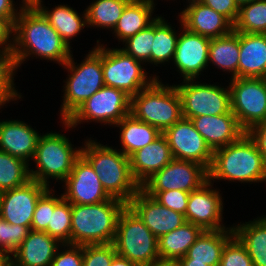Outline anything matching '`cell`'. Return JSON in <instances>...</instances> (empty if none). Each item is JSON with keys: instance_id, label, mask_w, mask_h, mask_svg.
Segmentation results:
<instances>
[{"instance_id": "obj_1", "label": "cell", "mask_w": 266, "mask_h": 266, "mask_svg": "<svg viewBox=\"0 0 266 266\" xmlns=\"http://www.w3.org/2000/svg\"><path fill=\"white\" fill-rule=\"evenodd\" d=\"M17 8L20 9L14 24V48L8 58L14 71L32 54L63 66L70 58L71 48L33 3Z\"/></svg>"}, {"instance_id": "obj_2", "label": "cell", "mask_w": 266, "mask_h": 266, "mask_svg": "<svg viewBox=\"0 0 266 266\" xmlns=\"http://www.w3.org/2000/svg\"><path fill=\"white\" fill-rule=\"evenodd\" d=\"M208 179L241 183L266 181V164L248 132L235 142L214 150Z\"/></svg>"}, {"instance_id": "obj_3", "label": "cell", "mask_w": 266, "mask_h": 266, "mask_svg": "<svg viewBox=\"0 0 266 266\" xmlns=\"http://www.w3.org/2000/svg\"><path fill=\"white\" fill-rule=\"evenodd\" d=\"M81 155L90 163L105 191L128 204L140 190L134 180L129 157L117 149L87 139Z\"/></svg>"}, {"instance_id": "obj_4", "label": "cell", "mask_w": 266, "mask_h": 266, "mask_svg": "<svg viewBox=\"0 0 266 266\" xmlns=\"http://www.w3.org/2000/svg\"><path fill=\"white\" fill-rule=\"evenodd\" d=\"M126 205L117 198L97 204H71V244L113 243L119 215Z\"/></svg>"}, {"instance_id": "obj_5", "label": "cell", "mask_w": 266, "mask_h": 266, "mask_svg": "<svg viewBox=\"0 0 266 266\" xmlns=\"http://www.w3.org/2000/svg\"><path fill=\"white\" fill-rule=\"evenodd\" d=\"M166 85L156 78L131 97L130 105V114L135 119L156 127L161 133L183 117L177 88L175 85Z\"/></svg>"}, {"instance_id": "obj_6", "label": "cell", "mask_w": 266, "mask_h": 266, "mask_svg": "<svg viewBox=\"0 0 266 266\" xmlns=\"http://www.w3.org/2000/svg\"><path fill=\"white\" fill-rule=\"evenodd\" d=\"M72 54L63 65L70 72L64 84L61 122L65 121L82 103L100 90L105 84L102 70V45L97 40L95 48L86 55L79 65L73 61Z\"/></svg>"}, {"instance_id": "obj_7", "label": "cell", "mask_w": 266, "mask_h": 266, "mask_svg": "<svg viewBox=\"0 0 266 266\" xmlns=\"http://www.w3.org/2000/svg\"><path fill=\"white\" fill-rule=\"evenodd\" d=\"M73 146L64 134L50 132L40 135L33 157L37 170H29L31 179L47 187L49 178L63 183L81 155V147L74 149Z\"/></svg>"}, {"instance_id": "obj_8", "label": "cell", "mask_w": 266, "mask_h": 266, "mask_svg": "<svg viewBox=\"0 0 266 266\" xmlns=\"http://www.w3.org/2000/svg\"><path fill=\"white\" fill-rule=\"evenodd\" d=\"M113 245L117 255L139 266L159 258L158 239L128 205L119 215Z\"/></svg>"}, {"instance_id": "obj_9", "label": "cell", "mask_w": 266, "mask_h": 266, "mask_svg": "<svg viewBox=\"0 0 266 266\" xmlns=\"http://www.w3.org/2000/svg\"><path fill=\"white\" fill-rule=\"evenodd\" d=\"M131 96L125 91L104 85L82 103L65 121L67 129L85 121L116 125L130 114Z\"/></svg>"}, {"instance_id": "obj_10", "label": "cell", "mask_w": 266, "mask_h": 266, "mask_svg": "<svg viewBox=\"0 0 266 266\" xmlns=\"http://www.w3.org/2000/svg\"><path fill=\"white\" fill-rule=\"evenodd\" d=\"M141 63L122 49H107L102 45L103 81L106 86L121 89L131 97L136 95L158 78H148Z\"/></svg>"}, {"instance_id": "obj_11", "label": "cell", "mask_w": 266, "mask_h": 266, "mask_svg": "<svg viewBox=\"0 0 266 266\" xmlns=\"http://www.w3.org/2000/svg\"><path fill=\"white\" fill-rule=\"evenodd\" d=\"M229 89L231 112L246 132L266 121L265 78H232Z\"/></svg>"}, {"instance_id": "obj_12", "label": "cell", "mask_w": 266, "mask_h": 266, "mask_svg": "<svg viewBox=\"0 0 266 266\" xmlns=\"http://www.w3.org/2000/svg\"><path fill=\"white\" fill-rule=\"evenodd\" d=\"M194 81L195 79L183 80L182 84L175 85L181 97L184 118L222 115L231 111L229 86L222 88Z\"/></svg>"}, {"instance_id": "obj_13", "label": "cell", "mask_w": 266, "mask_h": 266, "mask_svg": "<svg viewBox=\"0 0 266 266\" xmlns=\"http://www.w3.org/2000/svg\"><path fill=\"white\" fill-rule=\"evenodd\" d=\"M208 180V171L200 164L173 159L141 186L142 191L181 190L192 192Z\"/></svg>"}, {"instance_id": "obj_14", "label": "cell", "mask_w": 266, "mask_h": 266, "mask_svg": "<svg viewBox=\"0 0 266 266\" xmlns=\"http://www.w3.org/2000/svg\"><path fill=\"white\" fill-rule=\"evenodd\" d=\"M162 134L168 141L174 159L195 162L207 171L210 169L214 151L190 119L182 117Z\"/></svg>"}, {"instance_id": "obj_15", "label": "cell", "mask_w": 266, "mask_h": 266, "mask_svg": "<svg viewBox=\"0 0 266 266\" xmlns=\"http://www.w3.org/2000/svg\"><path fill=\"white\" fill-rule=\"evenodd\" d=\"M48 189L46 185L31 179L20 187L0 192V218L31 230L37 201Z\"/></svg>"}, {"instance_id": "obj_16", "label": "cell", "mask_w": 266, "mask_h": 266, "mask_svg": "<svg viewBox=\"0 0 266 266\" xmlns=\"http://www.w3.org/2000/svg\"><path fill=\"white\" fill-rule=\"evenodd\" d=\"M63 197L71 204H97L113 199L103 188L90 163L80 155L64 181Z\"/></svg>"}, {"instance_id": "obj_17", "label": "cell", "mask_w": 266, "mask_h": 266, "mask_svg": "<svg viewBox=\"0 0 266 266\" xmlns=\"http://www.w3.org/2000/svg\"><path fill=\"white\" fill-rule=\"evenodd\" d=\"M209 179L189 194L186 222L193 223L203 230L227 229L222 222L223 202L218 190L212 189ZM211 187V188H210Z\"/></svg>"}, {"instance_id": "obj_18", "label": "cell", "mask_w": 266, "mask_h": 266, "mask_svg": "<svg viewBox=\"0 0 266 266\" xmlns=\"http://www.w3.org/2000/svg\"><path fill=\"white\" fill-rule=\"evenodd\" d=\"M182 33L179 34L173 62L184 80L196 79L209 65L210 38L189 31L179 19Z\"/></svg>"}, {"instance_id": "obj_19", "label": "cell", "mask_w": 266, "mask_h": 266, "mask_svg": "<svg viewBox=\"0 0 266 266\" xmlns=\"http://www.w3.org/2000/svg\"><path fill=\"white\" fill-rule=\"evenodd\" d=\"M157 239L186 223L185 216L161 205L141 189L127 204Z\"/></svg>"}, {"instance_id": "obj_20", "label": "cell", "mask_w": 266, "mask_h": 266, "mask_svg": "<svg viewBox=\"0 0 266 266\" xmlns=\"http://www.w3.org/2000/svg\"><path fill=\"white\" fill-rule=\"evenodd\" d=\"M188 3L179 18L189 31L211 39L225 36L234 30V24L223 14L198 0H188Z\"/></svg>"}, {"instance_id": "obj_21", "label": "cell", "mask_w": 266, "mask_h": 266, "mask_svg": "<svg viewBox=\"0 0 266 266\" xmlns=\"http://www.w3.org/2000/svg\"><path fill=\"white\" fill-rule=\"evenodd\" d=\"M190 120L213 151L235 142L246 133L231 111L222 115L198 116Z\"/></svg>"}, {"instance_id": "obj_22", "label": "cell", "mask_w": 266, "mask_h": 266, "mask_svg": "<svg viewBox=\"0 0 266 266\" xmlns=\"http://www.w3.org/2000/svg\"><path fill=\"white\" fill-rule=\"evenodd\" d=\"M173 159L168 141L161 134L152 143L134 152L129 157L132 176L141 186Z\"/></svg>"}, {"instance_id": "obj_23", "label": "cell", "mask_w": 266, "mask_h": 266, "mask_svg": "<svg viewBox=\"0 0 266 266\" xmlns=\"http://www.w3.org/2000/svg\"><path fill=\"white\" fill-rule=\"evenodd\" d=\"M40 134L20 120L0 121V150L29 164Z\"/></svg>"}, {"instance_id": "obj_24", "label": "cell", "mask_w": 266, "mask_h": 266, "mask_svg": "<svg viewBox=\"0 0 266 266\" xmlns=\"http://www.w3.org/2000/svg\"><path fill=\"white\" fill-rule=\"evenodd\" d=\"M62 245L45 231L30 230L26 239L12 254L17 266H51L56 251Z\"/></svg>"}, {"instance_id": "obj_25", "label": "cell", "mask_w": 266, "mask_h": 266, "mask_svg": "<svg viewBox=\"0 0 266 266\" xmlns=\"http://www.w3.org/2000/svg\"><path fill=\"white\" fill-rule=\"evenodd\" d=\"M266 77V34L239 32L238 78Z\"/></svg>"}, {"instance_id": "obj_26", "label": "cell", "mask_w": 266, "mask_h": 266, "mask_svg": "<svg viewBox=\"0 0 266 266\" xmlns=\"http://www.w3.org/2000/svg\"><path fill=\"white\" fill-rule=\"evenodd\" d=\"M233 236V227L204 230L188 249L187 254L178 261H199L209 266H219L223 248Z\"/></svg>"}, {"instance_id": "obj_27", "label": "cell", "mask_w": 266, "mask_h": 266, "mask_svg": "<svg viewBox=\"0 0 266 266\" xmlns=\"http://www.w3.org/2000/svg\"><path fill=\"white\" fill-rule=\"evenodd\" d=\"M155 5L149 0H131L113 29L123 43L141 30L146 29L158 16L152 17Z\"/></svg>"}, {"instance_id": "obj_28", "label": "cell", "mask_w": 266, "mask_h": 266, "mask_svg": "<svg viewBox=\"0 0 266 266\" xmlns=\"http://www.w3.org/2000/svg\"><path fill=\"white\" fill-rule=\"evenodd\" d=\"M33 4L43 13L50 25L58 32L68 47L71 48V38L76 37L87 25L86 11L80 17L75 9L67 5H58L50 11L42 5V0H35Z\"/></svg>"}, {"instance_id": "obj_29", "label": "cell", "mask_w": 266, "mask_h": 266, "mask_svg": "<svg viewBox=\"0 0 266 266\" xmlns=\"http://www.w3.org/2000/svg\"><path fill=\"white\" fill-rule=\"evenodd\" d=\"M120 128L121 152L130 157L134 152L152 143L162 133L152 125L135 119L131 114L116 125Z\"/></svg>"}, {"instance_id": "obj_30", "label": "cell", "mask_w": 266, "mask_h": 266, "mask_svg": "<svg viewBox=\"0 0 266 266\" xmlns=\"http://www.w3.org/2000/svg\"><path fill=\"white\" fill-rule=\"evenodd\" d=\"M233 230L247 249L253 266H266V216L233 226Z\"/></svg>"}, {"instance_id": "obj_31", "label": "cell", "mask_w": 266, "mask_h": 266, "mask_svg": "<svg viewBox=\"0 0 266 266\" xmlns=\"http://www.w3.org/2000/svg\"><path fill=\"white\" fill-rule=\"evenodd\" d=\"M203 231L199 226L186 222L161 236L158 239L159 258L178 260L184 257Z\"/></svg>"}, {"instance_id": "obj_32", "label": "cell", "mask_w": 266, "mask_h": 266, "mask_svg": "<svg viewBox=\"0 0 266 266\" xmlns=\"http://www.w3.org/2000/svg\"><path fill=\"white\" fill-rule=\"evenodd\" d=\"M208 62L232 73V78H238L239 63V32L234 30L222 37L211 38Z\"/></svg>"}, {"instance_id": "obj_33", "label": "cell", "mask_w": 266, "mask_h": 266, "mask_svg": "<svg viewBox=\"0 0 266 266\" xmlns=\"http://www.w3.org/2000/svg\"><path fill=\"white\" fill-rule=\"evenodd\" d=\"M161 16L154 21V40L151 49V63L154 65L173 60L179 34Z\"/></svg>"}, {"instance_id": "obj_34", "label": "cell", "mask_w": 266, "mask_h": 266, "mask_svg": "<svg viewBox=\"0 0 266 266\" xmlns=\"http://www.w3.org/2000/svg\"><path fill=\"white\" fill-rule=\"evenodd\" d=\"M131 0H97L85 9L88 27L114 29Z\"/></svg>"}, {"instance_id": "obj_35", "label": "cell", "mask_w": 266, "mask_h": 266, "mask_svg": "<svg viewBox=\"0 0 266 266\" xmlns=\"http://www.w3.org/2000/svg\"><path fill=\"white\" fill-rule=\"evenodd\" d=\"M234 31L266 34V0L240 2L238 18L234 23Z\"/></svg>"}, {"instance_id": "obj_36", "label": "cell", "mask_w": 266, "mask_h": 266, "mask_svg": "<svg viewBox=\"0 0 266 266\" xmlns=\"http://www.w3.org/2000/svg\"><path fill=\"white\" fill-rule=\"evenodd\" d=\"M29 164L0 150V192L26 184L30 177Z\"/></svg>"}, {"instance_id": "obj_37", "label": "cell", "mask_w": 266, "mask_h": 266, "mask_svg": "<svg viewBox=\"0 0 266 266\" xmlns=\"http://www.w3.org/2000/svg\"><path fill=\"white\" fill-rule=\"evenodd\" d=\"M71 203L63 195L56 197L48 228L45 230L61 244H71Z\"/></svg>"}, {"instance_id": "obj_38", "label": "cell", "mask_w": 266, "mask_h": 266, "mask_svg": "<svg viewBox=\"0 0 266 266\" xmlns=\"http://www.w3.org/2000/svg\"><path fill=\"white\" fill-rule=\"evenodd\" d=\"M154 40V22L146 29L139 31L134 36L125 40V48L122 49L126 54L132 56L137 61L151 63V49Z\"/></svg>"}, {"instance_id": "obj_39", "label": "cell", "mask_w": 266, "mask_h": 266, "mask_svg": "<svg viewBox=\"0 0 266 266\" xmlns=\"http://www.w3.org/2000/svg\"><path fill=\"white\" fill-rule=\"evenodd\" d=\"M30 229L0 218V255H12L28 236Z\"/></svg>"}, {"instance_id": "obj_40", "label": "cell", "mask_w": 266, "mask_h": 266, "mask_svg": "<svg viewBox=\"0 0 266 266\" xmlns=\"http://www.w3.org/2000/svg\"><path fill=\"white\" fill-rule=\"evenodd\" d=\"M116 255L113 243L83 245L82 266H110Z\"/></svg>"}, {"instance_id": "obj_41", "label": "cell", "mask_w": 266, "mask_h": 266, "mask_svg": "<svg viewBox=\"0 0 266 266\" xmlns=\"http://www.w3.org/2000/svg\"><path fill=\"white\" fill-rule=\"evenodd\" d=\"M219 266H253L247 249L235 235L223 248Z\"/></svg>"}, {"instance_id": "obj_42", "label": "cell", "mask_w": 266, "mask_h": 266, "mask_svg": "<svg viewBox=\"0 0 266 266\" xmlns=\"http://www.w3.org/2000/svg\"><path fill=\"white\" fill-rule=\"evenodd\" d=\"M50 188L38 199L35 211L33 213V220L31 223V230L45 231L48 228L51 218V211L55 208V195L52 194Z\"/></svg>"}, {"instance_id": "obj_43", "label": "cell", "mask_w": 266, "mask_h": 266, "mask_svg": "<svg viewBox=\"0 0 266 266\" xmlns=\"http://www.w3.org/2000/svg\"><path fill=\"white\" fill-rule=\"evenodd\" d=\"M14 73L13 65L8 58H0V108L11 100L21 98L14 87Z\"/></svg>"}, {"instance_id": "obj_44", "label": "cell", "mask_w": 266, "mask_h": 266, "mask_svg": "<svg viewBox=\"0 0 266 266\" xmlns=\"http://www.w3.org/2000/svg\"><path fill=\"white\" fill-rule=\"evenodd\" d=\"M155 198L161 205L185 215L189 199V192L181 190L143 191Z\"/></svg>"}, {"instance_id": "obj_45", "label": "cell", "mask_w": 266, "mask_h": 266, "mask_svg": "<svg viewBox=\"0 0 266 266\" xmlns=\"http://www.w3.org/2000/svg\"><path fill=\"white\" fill-rule=\"evenodd\" d=\"M62 252H58L60 247ZM56 251L51 266H82L83 245L62 244ZM67 247V249H65Z\"/></svg>"}, {"instance_id": "obj_46", "label": "cell", "mask_w": 266, "mask_h": 266, "mask_svg": "<svg viewBox=\"0 0 266 266\" xmlns=\"http://www.w3.org/2000/svg\"><path fill=\"white\" fill-rule=\"evenodd\" d=\"M16 19L17 17H0V58H9L13 51Z\"/></svg>"}, {"instance_id": "obj_47", "label": "cell", "mask_w": 266, "mask_h": 266, "mask_svg": "<svg viewBox=\"0 0 266 266\" xmlns=\"http://www.w3.org/2000/svg\"><path fill=\"white\" fill-rule=\"evenodd\" d=\"M198 1L212 8L216 12L223 14L233 24L236 22L238 18L240 0H198Z\"/></svg>"}, {"instance_id": "obj_48", "label": "cell", "mask_w": 266, "mask_h": 266, "mask_svg": "<svg viewBox=\"0 0 266 266\" xmlns=\"http://www.w3.org/2000/svg\"><path fill=\"white\" fill-rule=\"evenodd\" d=\"M248 134L256 142L266 164V121L260 122L253 126Z\"/></svg>"}, {"instance_id": "obj_49", "label": "cell", "mask_w": 266, "mask_h": 266, "mask_svg": "<svg viewBox=\"0 0 266 266\" xmlns=\"http://www.w3.org/2000/svg\"><path fill=\"white\" fill-rule=\"evenodd\" d=\"M13 2V0H0V17H18L19 12Z\"/></svg>"}, {"instance_id": "obj_50", "label": "cell", "mask_w": 266, "mask_h": 266, "mask_svg": "<svg viewBox=\"0 0 266 266\" xmlns=\"http://www.w3.org/2000/svg\"><path fill=\"white\" fill-rule=\"evenodd\" d=\"M110 266H139L138 264L128 260L127 258L116 255Z\"/></svg>"}, {"instance_id": "obj_51", "label": "cell", "mask_w": 266, "mask_h": 266, "mask_svg": "<svg viewBox=\"0 0 266 266\" xmlns=\"http://www.w3.org/2000/svg\"><path fill=\"white\" fill-rule=\"evenodd\" d=\"M149 266H180L177 259L158 258Z\"/></svg>"}, {"instance_id": "obj_52", "label": "cell", "mask_w": 266, "mask_h": 266, "mask_svg": "<svg viewBox=\"0 0 266 266\" xmlns=\"http://www.w3.org/2000/svg\"><path fill=\"white\" fill-rule=\"evenodd\" d=\"M180 266H209L199 261H179Z\"/></svg>"}, {"instance_id": "obj_53", "label": "cell", "mask_w": 266, "mask_h": 266, "mask_svg": "<svg viewBox=\"0 0 266 266\" xmlns=\"http://www.w3.org/2000/svg\"><path fill=\"white\" fill-rule=\"evenodd\" d=\"M12 259L11 255H0V266H8Z\"/></svg>"}, {"instance_id": "obj_54", "label": "cell", "mask_w": 266, "mask_h": 266, "mask_svg": "<svg viewBox=\"0 0 266 266\" xmlns=\"http://www.w3.org/2000/svg\"><path fill=\"white\" fill-rule=\"evenodd\" d=\"M35 0H22V3H33Z\"/></svg>"}, {"instance_id": "obj_55", "label": "cell", "mask_w": 266, "mask_h": 266, "mask_svg": "<svg viewBox=\"0 0 266 266\" xmlns=\"http://www.w3.org/2000/svg\"><path fill=\"white\" fill-rule=\"evenodd\" d=\"M8 266H17L13 261Z\"/></svg>"}, {"instance_id": "obj_56", "label": "cell", "mask_w": 266, "mask_h": 266, "mask_svg": "<svg viewBox=\"0 0 266 266\" xmlns=\"http://www.w3.org/2000/svg\"><path fill=\"white\" fill-rule=\"evenodd\" d=\"M149 1H150L153 5H155V4H154V3H155L154 0H149Z\"/></svg>"}]
</instances>
